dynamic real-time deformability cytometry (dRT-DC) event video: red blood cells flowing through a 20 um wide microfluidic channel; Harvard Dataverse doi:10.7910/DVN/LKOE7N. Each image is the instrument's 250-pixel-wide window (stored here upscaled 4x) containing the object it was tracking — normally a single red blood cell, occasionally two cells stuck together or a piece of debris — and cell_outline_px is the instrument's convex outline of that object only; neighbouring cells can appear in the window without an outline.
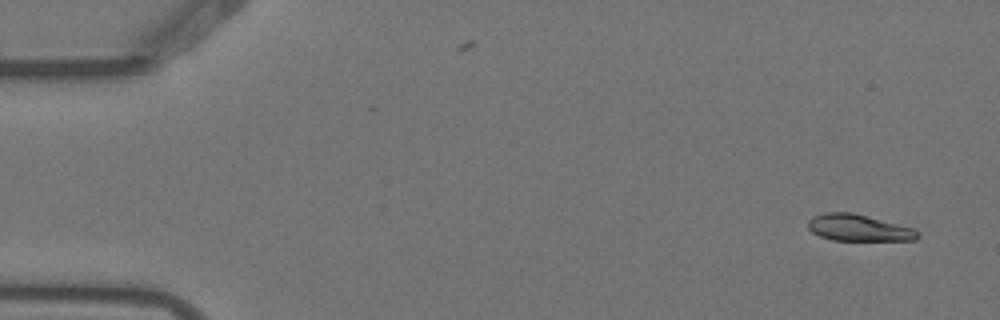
{"species": "Egyptian fruit bat (a non-hibernating species)", "species_latin": "Rousettus aegyptiacus", "temperature_condition": "warm", "stored_images_in_passage": 3, "camera_frame_rate_fps": 3000, "um_per_image_px": 0.085, "animal": {"sex": "female"}, "frame": {"image": 1, "passage_image": 1, "time_ms": 0.0, "image_size_px": [1000, 320], "cell_outline_px": [[920, 236], [916, 240], [832, 240], [820, 236], [812, 232], [808, 228], [808, 220], [812, 216], [824, 212], [852, 212], [912, 228], [920, 232]], "centroid_in_image_um": [72.95, 19.36], "position_along_channel_um": 12.0, "area_um2": 16.94}}